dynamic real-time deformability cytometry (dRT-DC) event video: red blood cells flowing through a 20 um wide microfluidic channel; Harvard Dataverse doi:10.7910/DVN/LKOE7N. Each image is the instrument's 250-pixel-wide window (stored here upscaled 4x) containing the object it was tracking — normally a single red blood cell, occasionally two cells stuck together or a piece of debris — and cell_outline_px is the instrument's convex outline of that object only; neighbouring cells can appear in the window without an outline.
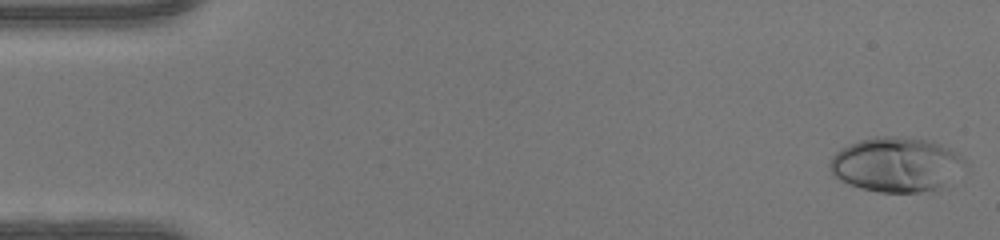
{"species": "human", "species_latin": "Homo sapiens", "temperature_condition": "warm", "stored_images_in_passage": 48, "camera_frame_rate_fps": 3000, "um_per_image_px": 0.085, "donor": {"sex": "female"}, "frame": {"image": 1, "passage_image": 1, "time_ms": 0.0, "image_size_px": [1000, 240], "cell_outline_px": [[968, 164], [940, 188], [920, 192], [880, 192], [860, 188], [848, 184], [840, 180], [832, 172], [828, 164], [832, 156], [840, 148], [848, 144], [860, 140], [876, 136], [900, 136], [924, 140], [940, 144], [956, 152]], "centroid_in_image_um": [76.15, 13.98], "position_along_channel_um": 8.9, "area_um2": 42.83}}
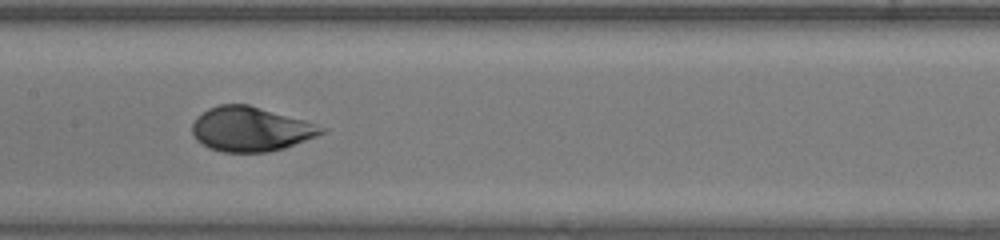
{"frame": {"image": 2, "passage_image": 24, "time_ms": 7.667, "image_size_px": [1000, 240], "cell_outline_px": [[328, 132], [284, 148], [268, 152], [224, 152], [208, 148], [196, 140], [192, 132], [192, 124], [196, 116], [208, 108], [220, 104], [248, 104], [304, 120], [328, 128]], "centroid_in_image_um": [21.3, 10.97], "position_along_channel_um": 186.1, "area_um2": 33.7}}
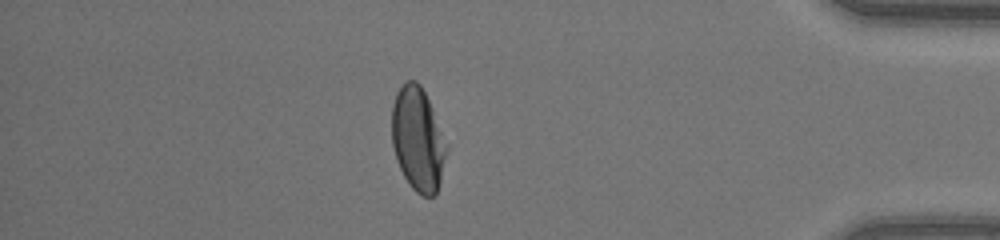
{"frame": {"image": 3, "passage_image": 42, "time_ms": 13.667, "image_size_px": [1000, 240], "cell_outline_px": [[448, 148], [440, 180], [436, 192], [432, 196], [420, 196], [408, 184], [396, 160], [392, 144], [392, 104], [396, 92], [404, 80], [416, 80], [420, 84], [432, 108], [448, 144]], "centroid_in_image_um": [35.51, 11.82], "position_along_channel_um": 399.7, "area_um2": 33.23}, "authors_computed_cell_mechanics": {"area_um2": 34.3621, "velocity_mm_per_s": 4.229, "shape_relaxation_time_tau1_ms": 2.8909, "shape_relaxation_time_tau2_ms": 0.7393, "deformation_change_tau1": 0.1783, "deformation_change_tau2": 0.0482}}